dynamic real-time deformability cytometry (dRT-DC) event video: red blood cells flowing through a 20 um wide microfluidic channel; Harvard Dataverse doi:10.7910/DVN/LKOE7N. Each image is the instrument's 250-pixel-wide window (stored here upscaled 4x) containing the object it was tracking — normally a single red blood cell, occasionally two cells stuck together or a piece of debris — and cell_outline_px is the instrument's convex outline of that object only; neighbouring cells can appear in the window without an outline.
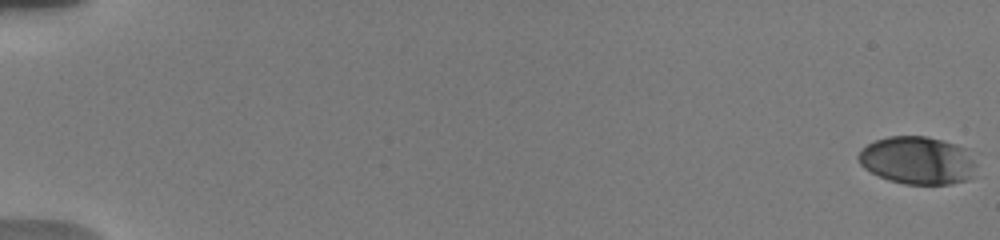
{"species": "human", "species_latin": "Homo sapiens", "temperature_condition": "warm", "stored_images_in_passage": 44, "camera_frame_rate_fps": 3000, "um_per_image_px": 0.085, "donor": {"sex": "male"}, "frame": {"image": 1, "passage_image": 1, "time_ms": 0.0, "image_size_px": [1000, 240], "cell_outline_px": [[976, 164], [972, 176], [968, 180], [952, 184], [904, 184], [888, 180], [864, 168], [860, 164], [856, 156], [868, 144], [876, 140], [888, 136], [928, 136], [956, 144], [964, 148]], "centroid_in_image_um": [77.98, 13.64], "position_along_channel_um": 7.0, "area_um2": 32.77}}
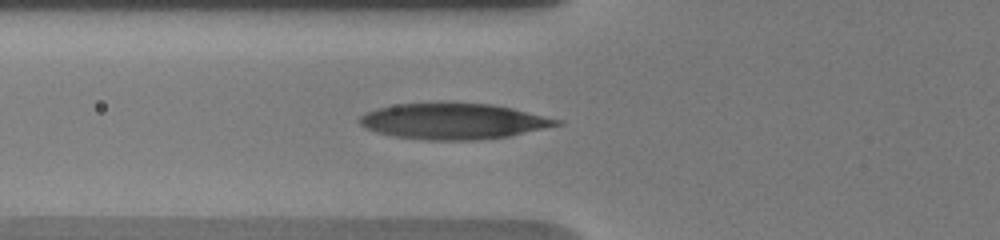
{"frame": {"image": 2, "passage_image": 29, "time_ms": 7.333, "image_size_px": [1000, 240], "cell_outline_px": [[564, 124], [508, 136], [480, 140], [428, 140], [392, 136], [376, 132], [364, 128], [360, 124], [360, 116], [364, 112], [376, 108], [396, 104], [440, 100], [444, 100], [492, 104], [512, 108], [564, 120]], "centroid_in_image_um": [38.52, 10.27], "position_along_channel_um": 87.3, "area_um2": 42.43}}
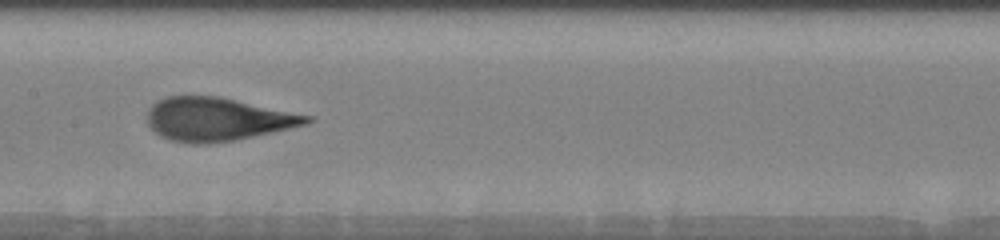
{"frame": {"image": 3, "passage_image": 43, "time_ms": 10.0, "image_size_px": [1000, 240], "cell_outline_px": [[316, 120], [308, 124], [272, 132], [232, 140], [204, 144], [192, 144], [172, 140], [160, 136], [148, 124], [148, 108], [156, 100], [168, 96], [220, 96], [312, 116]], "centroid_in_image_um": [18.48, 10.12], "position_along_channel_um": 188.9, "area_um2": 40.17}}